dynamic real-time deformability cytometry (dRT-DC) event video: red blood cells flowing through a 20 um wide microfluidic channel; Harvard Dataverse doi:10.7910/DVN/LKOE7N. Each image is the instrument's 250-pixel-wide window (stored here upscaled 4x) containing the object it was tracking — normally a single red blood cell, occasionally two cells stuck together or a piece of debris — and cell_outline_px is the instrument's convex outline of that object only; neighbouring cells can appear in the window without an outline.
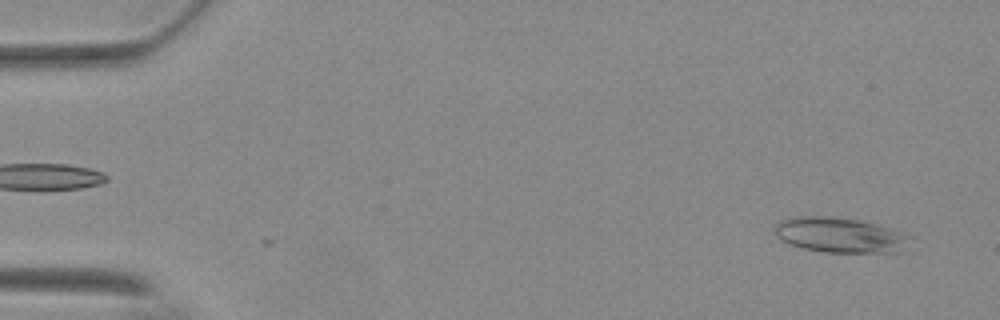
{"species": "Egyptian fruit bat (a non-hibernating species)", "species_latin": "Rousettus aegyptiacus", "temperature_condition": "warm", "stored_images_in_passage": 4, "camera_frame_rate_fps": 3000, "um_per_image_px": 0.085, "animal": {"sex": "female"}, "frame": {"image": 1, "passage_image": 4, "time_ms": 1.0, "image_size_px": [1000, 320], "cell_outline_px": [[912, 236], [904, 252], [824, 252], [804, 248], [788, 244], [780, 240], [776, 236], [776, 224], [780, 220], [796, 216], [832, 216], [860, 220], [888, 228]], "centroid_in_image_um": [71.39, 19.98], "position_along_channel_um": 13.6, "area_um2": 27.74}}